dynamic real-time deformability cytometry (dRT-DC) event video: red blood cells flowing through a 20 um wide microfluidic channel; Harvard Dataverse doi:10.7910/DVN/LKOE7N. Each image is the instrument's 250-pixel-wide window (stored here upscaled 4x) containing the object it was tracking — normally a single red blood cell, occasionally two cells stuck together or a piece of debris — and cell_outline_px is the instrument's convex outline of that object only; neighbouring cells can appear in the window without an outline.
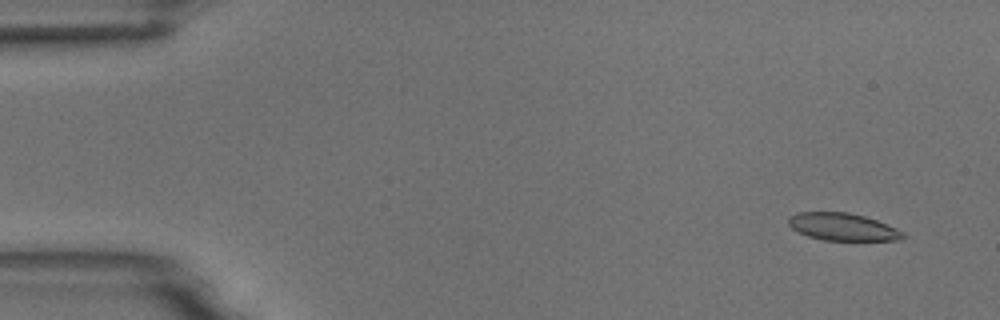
{"species": "common noctule bat (a hibernating species)", "species_latin": "Nyctalus noctula", "temperature_condition": "room temperature", "stored_images_in_passage": 8, "camera_frame_rate_fps": 3000, "um_per_image_px": 0.085, "animal": {"sex": "male", "body_mass_g": 18.8}, "frame": {"image": 1, "passage_image": 1, "time_ms": 0.0, "image_size_px": [1000, 320], "cell_outline_px": [[908, 236], [900, 240], [824, 240], [808, 236], [792, 228], [788, 224], [788, 216], [796, 212], [848, 212], [864, 216], [876, 220], [896, 228], [904, 232]], "centroid_in_image_um": [71.63, 19.28], "position_along_channel_um": 13.4, "area_um2": 18.32}}
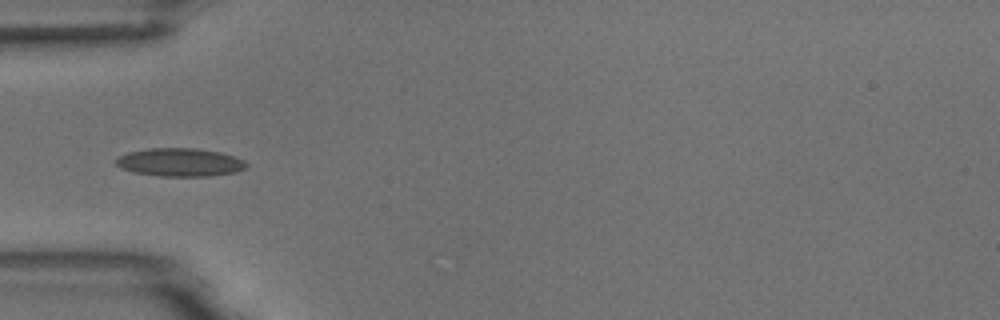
{"frame": {"image": 2, "passage_image": 5, "time_ms": 4.667, "image_size_px": [1000, 320], "cell_outline_px": [[248, 168], [236, 172], [208, 176], [160, 176], [136, 172], [120, 168], [116, 164], [116, 160], [120, 156], [128, 152], [148, 148], [196, 148], [220, 152], [244, 160], [248, 164]], "centroid_in_image_um": [15.33, 13.79], "position_along_channel_um": 69.7, "area_um2": 21.39}}